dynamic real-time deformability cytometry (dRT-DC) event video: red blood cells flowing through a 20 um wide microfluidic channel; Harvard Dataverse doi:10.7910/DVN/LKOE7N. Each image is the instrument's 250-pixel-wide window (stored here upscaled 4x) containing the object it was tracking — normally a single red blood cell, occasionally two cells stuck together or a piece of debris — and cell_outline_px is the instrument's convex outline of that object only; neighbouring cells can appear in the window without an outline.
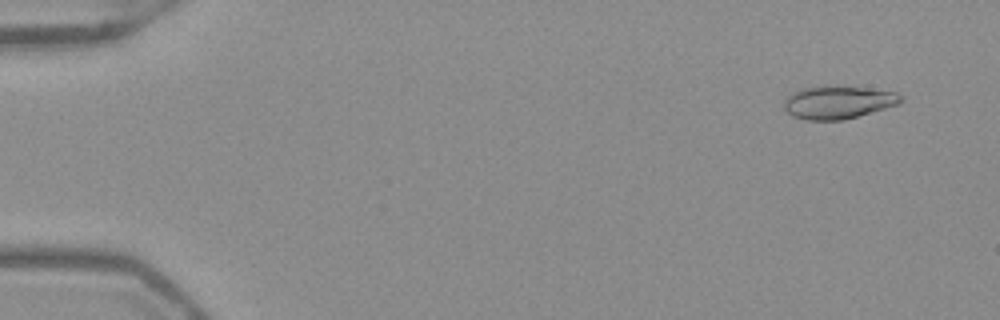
{"species": "Egyptian fruit bat (a non-hibernating species)", "species_latin": "Rousettus aegyptiacus", "temperature_condition": "warm", "stored_images_in_passage": 52, "camera_frame_rate_fps": 3000, "um_per_image_px": 0.085, "frame": {"image": 1, "passage_image": 4, "time_ms": 1.0, "image_size_px": [1000, 320], "cell_outline_px": [[904, 100], [900, 104], [844, 120], [804, 120], [792, 116], [784, 108], [784, 96], [800, 88], [824, 84], [864, 88], [896, 92]], "centroid_in_image_um": [71.18, 8.68], "position_along_channel_um": 13.8, "area_um2": 22.89}}
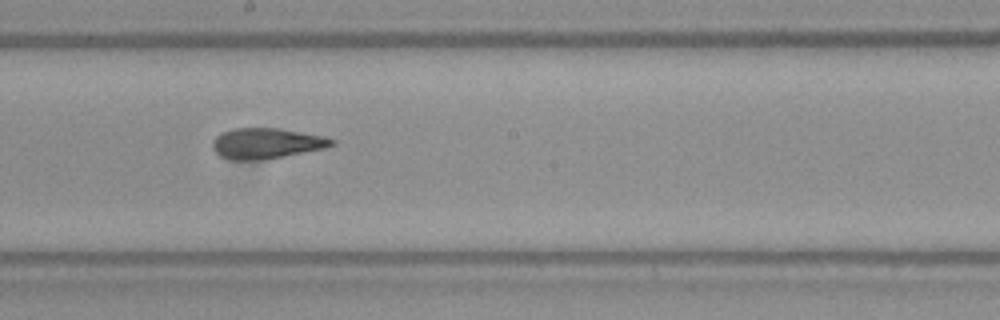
{"frame": {"image": 2, "passage_image": 30, "time_ms": 9.667, "image_size_px": [1000, 320], "cell_outline_px": [[336, 144], [324, 148], [260, 160], [228, 160], [220, 156], [212, 148], [212, 140], [220, 132], [232, 128], [280, 128], [324, 136], [336, 140]], "centroid_in_image_um": [22.6, 12.17], "position_along_channel_um": 225.6, "area_um2": 21.33}}
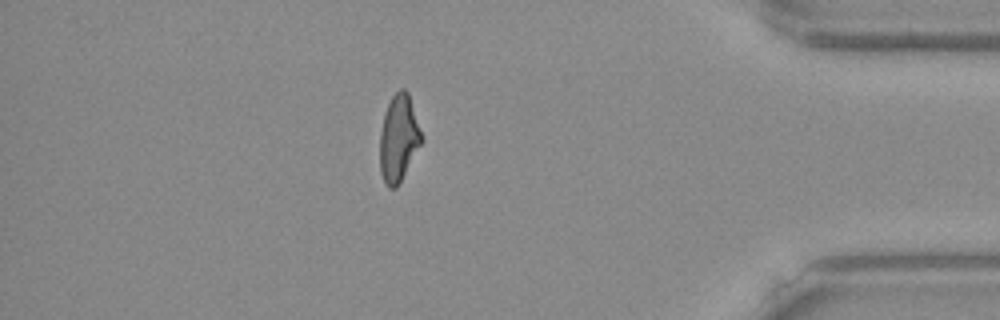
{"frame": {"image": 3, "passage_image": 46, "time_ms": 15.0, "image_size_px": [1000, 320], "cell_outline_px": [[420, 144], [400, 184], [396, 188], [388, 188], [380, 172], [380, 132], [384, 112], [392, 96], [400, 88], [404, 88], [408, 92], [420, 132]], "centroid_in_image_um": [33.84, 11.78], "position_along_channel_um": 401.4, "area_um2": 20.63}, "authors_computed_cell_mechanics": {"area_um2": 21.386, "velocity_mm_per_s": 3.9547, "shape_relaxation_time_tau1_ms": null, "shape_relaxation_time_tau2_ms": 1.7841, "deformation_change_tau1": null, "deformation_change_tau2": 0.0873}}